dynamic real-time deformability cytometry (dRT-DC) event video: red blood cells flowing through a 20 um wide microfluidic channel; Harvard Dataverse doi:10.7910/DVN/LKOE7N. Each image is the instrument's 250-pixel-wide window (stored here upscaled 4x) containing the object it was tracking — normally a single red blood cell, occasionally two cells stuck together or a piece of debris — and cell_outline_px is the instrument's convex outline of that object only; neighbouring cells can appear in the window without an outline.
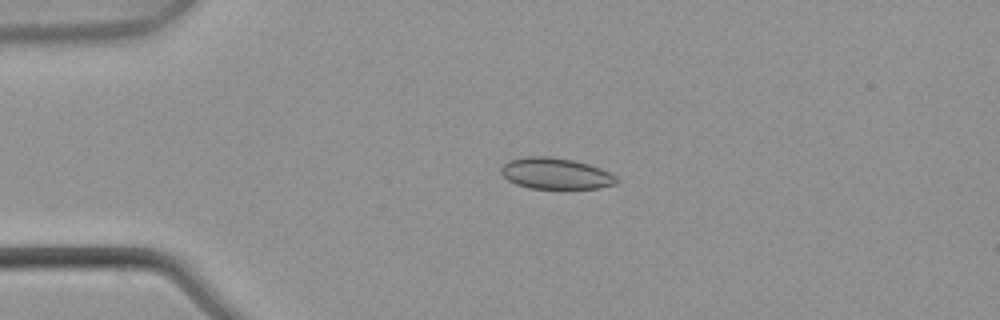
{"species": "common noctule bat (a hibernating species)", "species_latin": "Nyctalus noctula", "temperature_condition": "warm", "stored_images_in_passage": 5, "camera_frame_rate_fps": 3000, "um_per_image_px": 0.085, "animal": {"sex": "male", "body_mass_g": 21.5, "forearm_length_mm": 52.0}, "frame": {"image": 1, "passage_image": 4, "time_ms": 1.0, "image_size_px": [1000, 320], "cell_outline_px": [[616, 184], [600, 188], [532, 188], [516, 184], [508, 180], [500, 172], [500, 168], [508, 160], [528, 156], [548, 156], [572, 160], [588, 164], [600, 168], [616, 176]], "centroid_in_image_um": [47.2, 14.74], "position_along_channel_um": 37.8, "area_um2": 20.81}}